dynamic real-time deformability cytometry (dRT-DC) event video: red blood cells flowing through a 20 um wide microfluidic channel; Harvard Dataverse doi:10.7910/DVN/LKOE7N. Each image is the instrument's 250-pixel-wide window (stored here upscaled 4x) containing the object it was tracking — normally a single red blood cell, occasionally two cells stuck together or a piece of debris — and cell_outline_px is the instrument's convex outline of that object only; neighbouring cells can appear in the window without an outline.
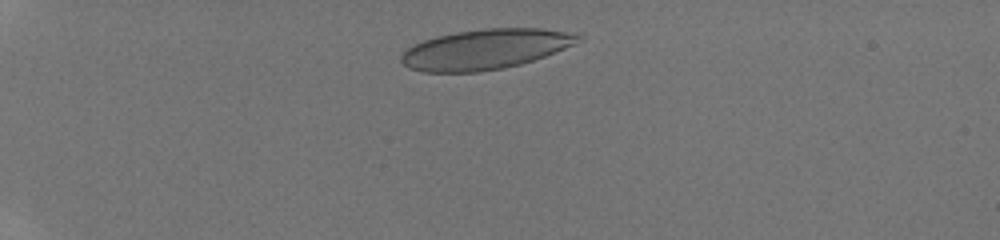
{"species": "human", "species_latin": "Homo sapiens", "temperature_condition": "room temperature", "stored_images_in_passage": 34, "camera_frame_rate_fps": 3000, "um_per_image_px": 0.085, "donor": {"sex": "male"}, "frame": {"image": 1, "passage_image": 1, "time_ms": 0.0, "image_size_px": [1000, 240], "cell_outline_px": [[584, 40], [576, 44], [544, 56], [520, 64], [480, 72], [424, 72], [408, 68], [400, 60], [400, 56], [408, 48], [424, 40], [436, 36], [456, 32], [484, 28], [540, 28], [576, 32], [584, 36]], "centroid_in_image_um": [41.31, 4.17], "position_along_channel_um": 43.7, "area_um2": 41.5}}
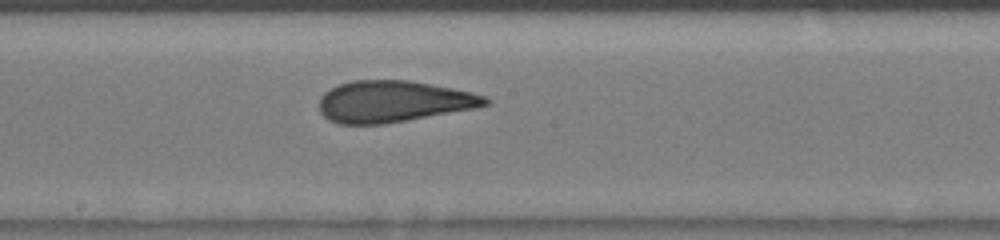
{"frame": {"image": 2, "passage_image": 16, "time_ms": 5.0, "image_size_px": [1000, 240], "cell_outline_px": [[488, 104], [476, 108], [408, 120], [384, 124], [340, 124], [328, 120], [320, 112], [320, 96], [324, 92], [340, 84], [352, 80], [408, 80], [452, 88], [472, 92], [484, 96], [488, 100]], "centroid_in_image_um": [33.41, 8.63], "position_along_channel_um": 214.8, "area_um2": 40.0}}
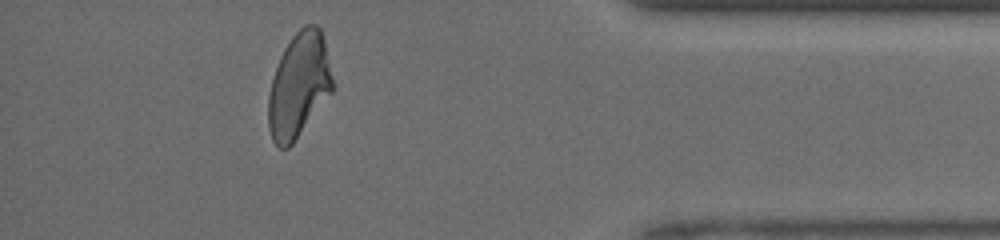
{"frame": {"image": 3, "passage_image": 30, "time_ms": 9.667, "image_size_px": [1000, 240], "cell_outline_px": [[332, 92], [292, 144], [288, 148], [280, 148], [272, 140], [268, 128], [268, 96], [272, 80], [280, 56], [284, 48], [292, 36], [304, 24], [316, 24], [320, 28], [324, 40], [332, 80]], "centroid_in_image_um": [25.38, 7.25], "position_along_channel_um": 409.8, "area_um2": 38.78}}